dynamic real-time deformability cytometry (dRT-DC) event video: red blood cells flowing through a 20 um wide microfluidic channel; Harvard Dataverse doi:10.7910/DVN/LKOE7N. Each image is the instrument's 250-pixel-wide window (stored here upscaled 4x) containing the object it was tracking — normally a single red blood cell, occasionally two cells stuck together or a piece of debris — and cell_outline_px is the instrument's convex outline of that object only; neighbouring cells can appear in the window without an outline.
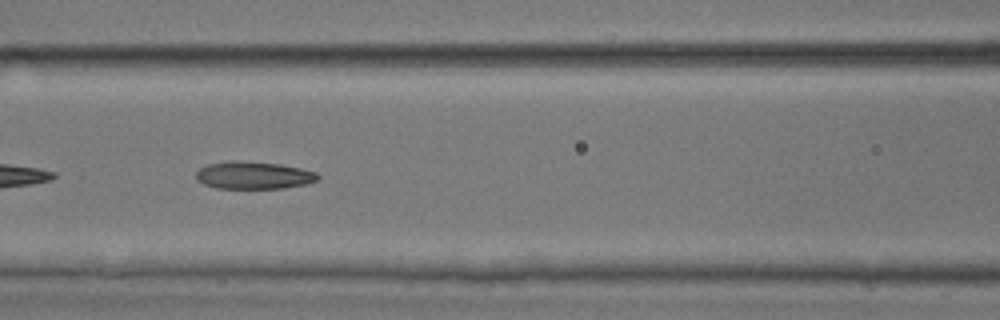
{"species": "common noctule bat (a hibernating species)", "species_latin": "Nyctalus noctula", "temperature_condition": "room temperature", "stored_images_in_passage": 24, "camera_frame_rate_fps": 3000, "um_per_image_px": 0.085, "animal": {"sex": "male", "body_mass_g": 17.9, "forearm_length_mm": 54.2}, "frame": {"image": 1, "passage_image": 21, "time_ms": 6.667, "image_size_px": [1000, 320], "cell_outline_px": [[320, 176], [316, 180], [304, 184], [284, 188], [216, 188], [204, 184], [196, 180], [196, 172], [200, 168], [208, 164], [232, 160], [236, 160], [280, 164], [300, 168], [316, 172]], "centroid_in_image_um": [21.53, 14.89], "position_along_channel_um": 145.1, "area_um2": 19.42}}